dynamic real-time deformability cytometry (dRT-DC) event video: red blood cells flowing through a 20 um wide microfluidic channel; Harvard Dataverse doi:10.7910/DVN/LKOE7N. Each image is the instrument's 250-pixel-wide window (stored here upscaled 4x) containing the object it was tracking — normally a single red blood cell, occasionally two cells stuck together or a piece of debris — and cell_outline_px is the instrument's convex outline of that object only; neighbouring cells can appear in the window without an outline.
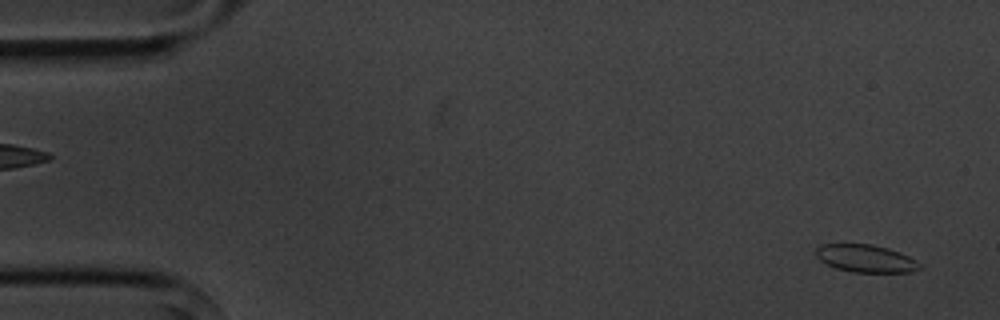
{"species": "common noctule bat (a hibernating species)", "species_latin": "Nyctalus noctula", "temperature_condition": "cold", "stored_images_in_passage": 6, "camera_frame_rate_fps": 3000, "um_per_image_px": 0.085, "animal": {"sex": "male", "body_mass_g": 20.1, "forearm_length_mm": 53.5}, "frame": {"image": 1, "passage_image": 6, "time_ms": 5.667, "image_size_px": [1000, 320], "cell_outline_px": [[920, 268], [908, 272], [852, 272], [836, 268], [820, 260], [816, 256], [816, 248], [820, 244], [872, 244], [888, 248], [900, 252], [916, 260], [920, 264]], "centroid_in_image_um": [73.57, 21.96], "position_along_channel_um": 11.4, "area_um2": 16.59}}